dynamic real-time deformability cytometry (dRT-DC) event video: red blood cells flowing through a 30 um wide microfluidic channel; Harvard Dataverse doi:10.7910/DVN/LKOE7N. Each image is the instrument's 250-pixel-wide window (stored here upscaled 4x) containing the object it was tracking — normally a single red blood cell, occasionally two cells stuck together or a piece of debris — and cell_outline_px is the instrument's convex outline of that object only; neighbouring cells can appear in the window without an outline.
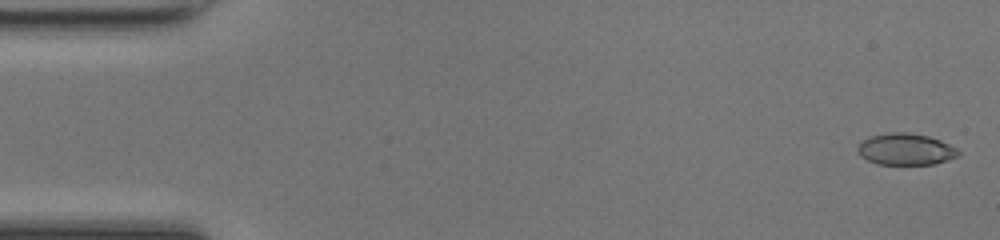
{"species": "common noctule bat (a hibernating species)", "species_latin": "Nyctalus noctula", "temperature_condition": "room temperature", "stored_images_in_passage": 48, "camera_frame_rate_fps": 3000, "um_per_image_px": 0.085, "animal": {"sex": "female", "body_mass_g": 17.0, "forearm_length_mm": 48.0}, "frame": {"image": 1, "passage_image": 1, "time_ms": 0.0, "image_size_px": [1000, 240], "cell_outline_px": [[960, 152], [956, 156], [932, 164], [876, 164], [860, 156], [856, 148], [864, 140], [872, 136], [892, 132], [908, 132], [928, 136], [940, 140], [956, 148]], "centroid_in_image_um": [76.95, 12.68], "position_along_channel_um": 8.1, "area_um2": 18.21}}
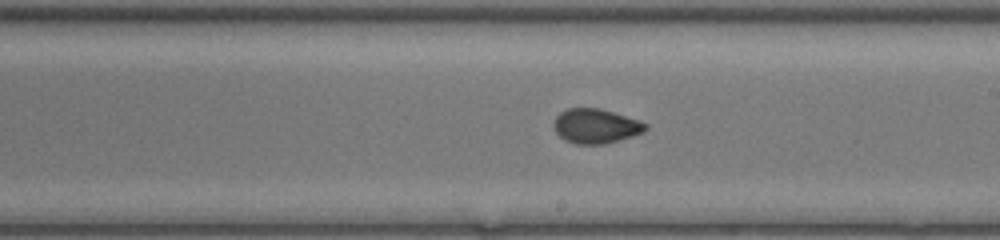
{"frame": {"image": 2, "passage_image": 27, "time_ms": 8.667, "image_size_px": [1000, 240], "cell_outline_px": [[648, 128], [644, 132], [632, 136], [604, 144], [576, 144], [564, 140], [556, 132], [552, 124], [556, 116], [560, 112], [568, 108], [596, 108], [612, 112], [648, 124]], "centroid_in_image_um": [50.6, 10.72], "position_along_channel_um": 238.4, "area_um2": 18.32}}
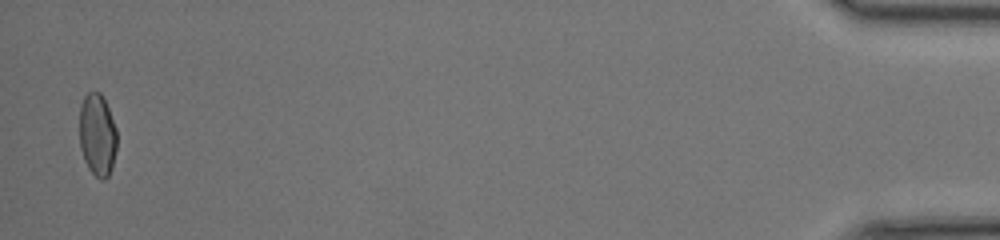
{"frame": {"image": 3, "passage_image": 47, "time_ms": 15.333, "image_size_px": [1000, 240], "cell_outline_px": [[116, 148], [112, 168], [108, 176], [104, 180], [100, 180], [88, 168], [84, 160], [80, 148], [80, 108], [84, 96], [88, 92], [100, 92], [108, 108], [116, 128]], "centroid_in_image_um": [8.27, 11.49], "position_along_channel_um": 426.9, "area_um2": 17.92}}